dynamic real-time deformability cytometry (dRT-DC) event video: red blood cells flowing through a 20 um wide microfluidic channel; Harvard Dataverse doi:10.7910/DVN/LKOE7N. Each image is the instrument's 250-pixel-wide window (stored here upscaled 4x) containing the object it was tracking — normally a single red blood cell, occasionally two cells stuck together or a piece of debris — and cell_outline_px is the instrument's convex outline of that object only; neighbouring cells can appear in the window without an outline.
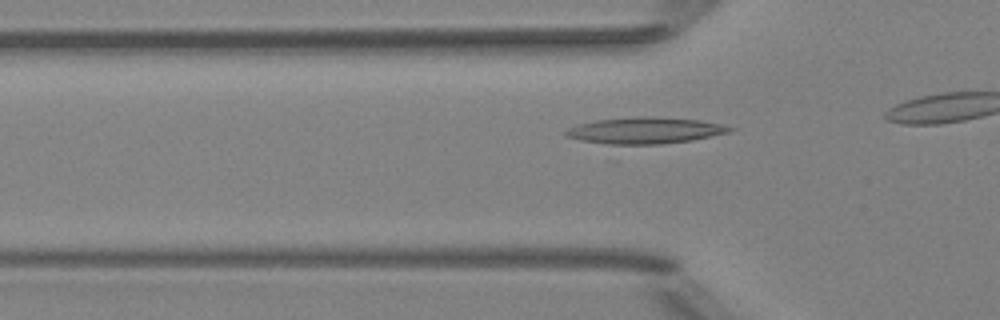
{"species": "Egyptian fruit bat (a non-hibernating species)", "species_latin": "Rousettus aegyptiacus", "temperature_condition": "room temperature", "stored_images_in_passage": 18, "camera_frame_rate_fps": 3000, "um_per_image_px": 0.085, "animal": {"sex": "female"}, "frame": {"image": 1, "passage_image": 13, "time_ms": 4.0, "image_size_px": [1000, 320], "cell_outline_px": [[736, 128], [728, 132], [692, 140], [660, 144], [608, 144], [580, 140], [564, 136], [564, 132], [568, 128], [580, 124], [596, 120], [636, 116], [640, 116], [700, 120], [720, 124]], "centroid_in_image_um": [54.79, 11.09], "position_along_channel_um": 71.0, "area_um2": 24.91}}